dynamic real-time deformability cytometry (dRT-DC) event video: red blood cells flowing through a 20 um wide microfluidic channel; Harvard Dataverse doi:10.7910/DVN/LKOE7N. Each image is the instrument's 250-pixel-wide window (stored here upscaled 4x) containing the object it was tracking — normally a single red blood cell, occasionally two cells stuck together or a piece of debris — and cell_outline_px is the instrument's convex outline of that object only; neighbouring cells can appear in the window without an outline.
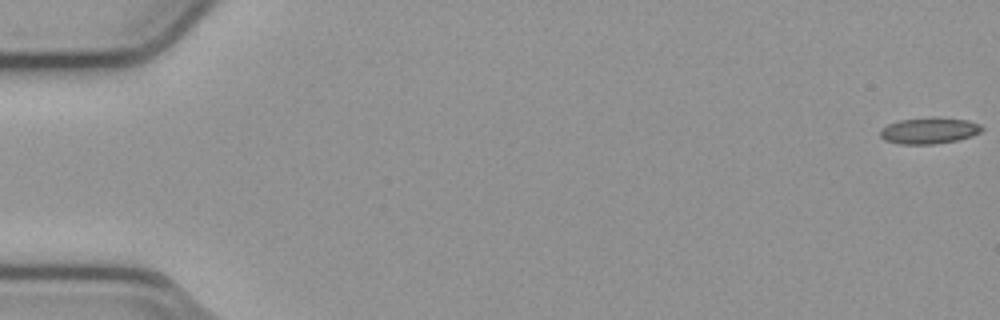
{"species": "common noctule bat (a hibernating species)", "species_latin": "Nyctalus noctula", "temperature_condition": "cold", "stored_images_in_passage": 52, "camera_frame_rate_fps": 3000, "um_per_image_px": 0.085, "animal": {"sex": "male", "body_mass_g": 23.1, "forearm_length_mm": 52.7}, "frame": {"image": 1, "passage_image": 1, "time_ms": 0.0, "image_size_px": [1000, 320], "cell_outline_px": [[984, 128], [980, 132], [972, 136], [956, 140], [936, 144], [900, 144], [884, 140], [880, 136], [880, 128], [888, 124], [900, 120], [932, 116], [936, 116], [968, 120], [980, 124]], "centroid_in_image_um": [78.98, 11.09], "position_along_channel_um": 6.0, "area_um2": 15.84}}
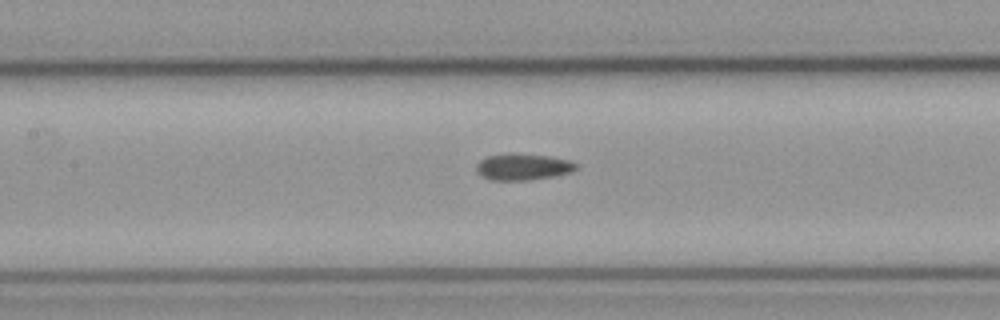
{"frame": {"image": 2, "passage_image": 26, "time_ms": 8.333, "image_size_px": [1000, 320], "cell_outline_px": [[580, 168], [572, 172], [556, 176], [528, 180], [492, 180], [476, 172], [476, 164], [480, 160], [488, 156], [508, 152], [516, 152], [548, 156], [568, 160], [580, 164]], "centroid_in_image_um": [44.5, 14.16], "position_along_channel_um": 162.9, "area_um2": 15.78}}
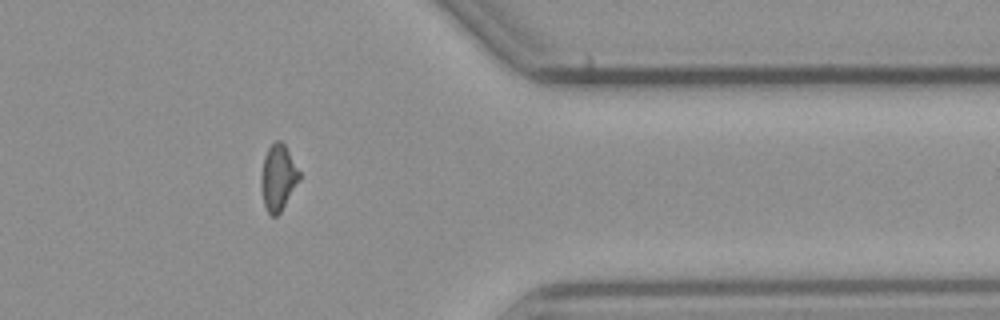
{"frame": {"image": 3, "passage_image": 45, "time_ms": 14.667, "image_size_px": [1000, 320], "cell_outline_px": [[300, 180], [280, 212], [276, 216], [272, 216], [268, 212], [264, 204], [260, 188], [260, 176], [264, 156], [268, 148], [276, 140], [280, 140], [284, 144], [300, 172]], "centroid_in_image_um": [23.62, 15.09], "position_along_channel_um": 387.8, "area_um2": 14.68}}